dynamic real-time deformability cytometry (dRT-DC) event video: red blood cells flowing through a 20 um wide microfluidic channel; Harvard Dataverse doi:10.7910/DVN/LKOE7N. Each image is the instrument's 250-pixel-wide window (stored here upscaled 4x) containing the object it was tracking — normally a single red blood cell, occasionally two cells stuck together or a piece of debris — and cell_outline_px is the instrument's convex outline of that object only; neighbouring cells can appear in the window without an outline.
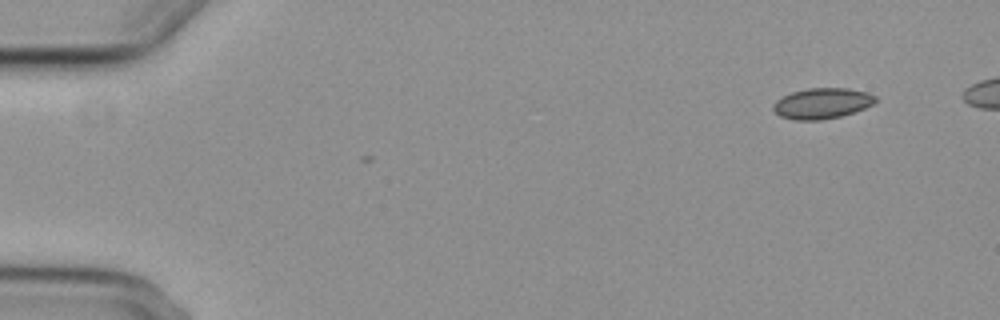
{"species": "common noctule bat (a hibernating species)", "species_latin": "Nyctalus noctula", "temperature_condition": "cold", "stored_images_in_passage": 7, "camera_frame_rate_fps": 3000, "um_per_image_px": 0.085, "animal": {"sex": "female", "body_mass_g": 29.2, "forearm_length_mm": 56.3}, "frame": {"image": 1, "passage_image": 1, "time_ms": 0.0, "image_size_px": [1000, 320], "cell_outline_px": [[876, 100], [872, 104], [864, 108], [840, 116], [820, 120], [796, 120], [780, 116], [772, 108], [772, 104], [776, 100], [792, 92], [808, 88], [848, 88], [868, 92], [876, 96]], "centroid_in_image_um": [69.86, 8.78], "position_along_channel_um": 15.1, "area_um2": 18.15}}
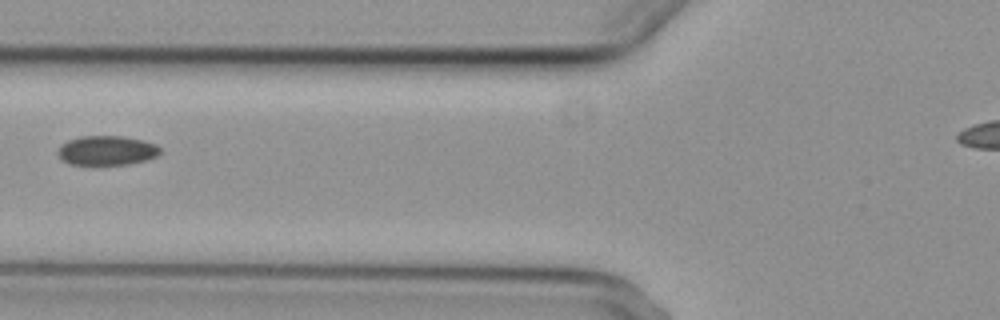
{"frame": {"image": 2, "passage_image": 6, "time_ms": 6.0, "image_size_px": [1000, 320], "cell_outline_px": [[160, 152], [156, 156], [144, 160], [128, 164], [68, 164], [56, 152], [68, 140], [80, 136], [124, 136], [144, 140], [156, 144], [160, 148]], "centroid_in_image_um": [9.1, 12.77], "position_along_channel_um": 116.7, "area_um2": 17.34}}